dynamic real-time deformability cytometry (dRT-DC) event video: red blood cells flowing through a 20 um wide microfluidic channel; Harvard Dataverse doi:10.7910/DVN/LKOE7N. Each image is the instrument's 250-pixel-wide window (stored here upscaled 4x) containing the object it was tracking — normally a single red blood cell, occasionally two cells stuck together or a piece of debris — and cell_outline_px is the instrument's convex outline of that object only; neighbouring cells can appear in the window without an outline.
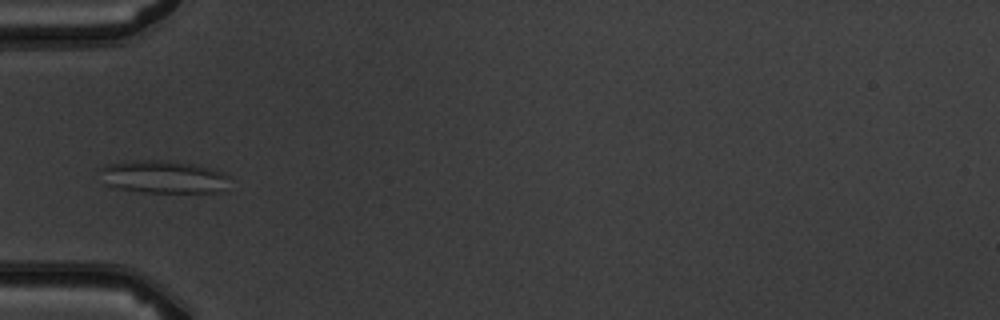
{"species": "common noctule bat (a hibernating species)", "species_latin": "Nyctalus noctula", "temperature_condition": "warm", "stored_images_in_passage": 7, "camera_frame_rate_fps": 3000, "um_per_image_px": 0.085, "animal": {"sex": "male", "body_mass_g": 19.5, "forearm_length_mm": 54.6}, "frame": {"image": 1, "passage_image": 5, "time_ms": 4.667, "image_size_px": [1000, 320], "cell_outline_px": [[228, 176], [224, 192], [144, 192], [120, 188], [104, 184], [96, 168], [108, 164], [124, 160], [172, 160], [196, 164], [224, 172]], "centroid_in_image_um": [13.83, 15.01], "position_along_channel_um": 71.2, "area_um2": 25.2}}
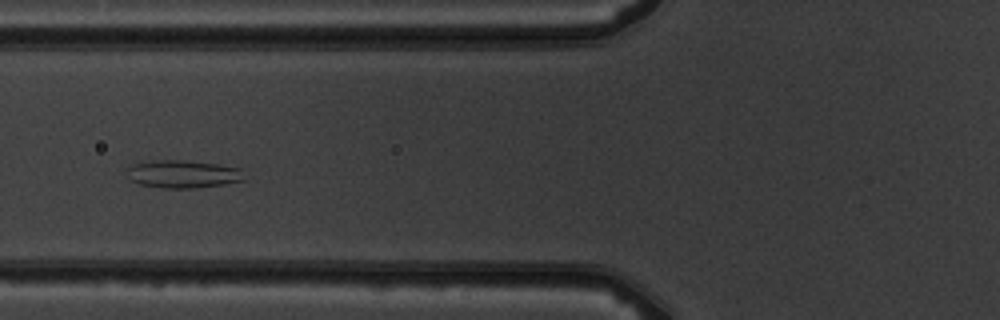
{"frame": {"image": 2, "passage_image": 6, "time_ms": 5.667, "image_size_px": [1000, 320], "cell_outline_px": [[248, 180], [224, 184], [192, 188], [164, 188], [140, 184], [128, 180], [128, 168], [132, 164], [152, 160], [184, 160], [216, 164], [240, 168]], "centroid_in_image_um": [15.57, 14.79], "position_along_channel_um": 110.2, "area_um2": 19.13}}